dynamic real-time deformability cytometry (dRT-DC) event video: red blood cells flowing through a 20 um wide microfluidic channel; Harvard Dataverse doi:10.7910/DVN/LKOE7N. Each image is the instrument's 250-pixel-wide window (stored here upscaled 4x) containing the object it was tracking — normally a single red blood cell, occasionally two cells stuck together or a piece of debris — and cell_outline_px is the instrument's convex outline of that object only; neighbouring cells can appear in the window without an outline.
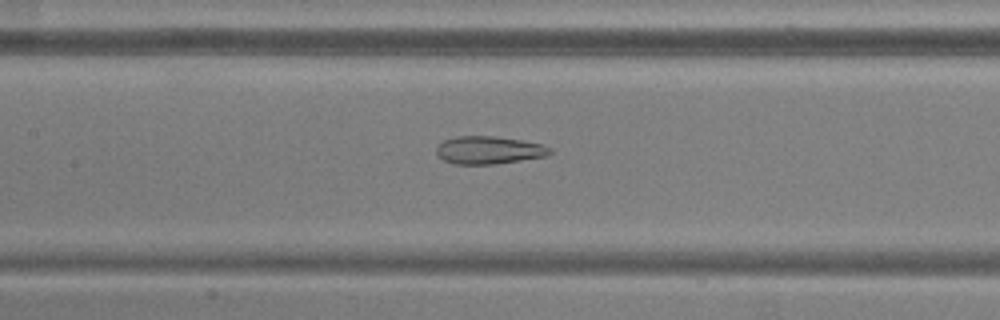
{"species": "common noctule bat (a hibernating species)", "species_latin": "Nyctalus noctula", "temperature_condition": "warm", "stored_images_in_passage": 51, "camera_frame_rate_fps": 3000, "um_per_image_px": 0.085, "animal": {"sex": "male", "body_mass_g": 20.5, "forearm_length_mm": 52.5}, "frame": {"image": 1, "passage_image": 23, "time_ms": 7.333, "image_size_px": [1000, 320], "cell_outline_px": [[552, 152], [548, 156], [492, 164], [452, 164], [436, 156], [436, 148], [444, 140], [456, 136], [496, 136], [520, 140], [540, 144], [552, 148]], "centroid_in_image_um": [41.53, 12.76], "position_along_channel_um": 165.9, "area_um2": 18.38}}
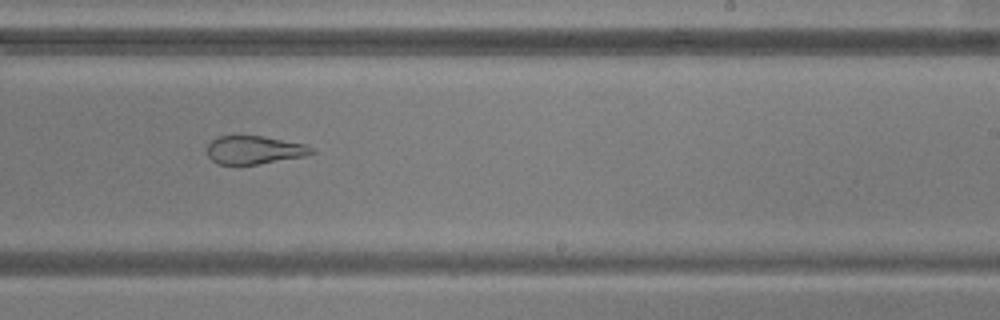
{"frame": {"image": 2, "passage_image": 31, "time_ms": 10.0, "image_size_px": [1000, 320], "cell_outline_px": [[316, 152], [304, 156], [256, 164], [216, 164], [208, 156], [208, 144], [216, 136], [260, 136], [304, 144], [312, 148]], "centroid_in_image_um": [21.58, 12.74], "position_along_channel_um": 267.4, "area_um2": 16.88}}
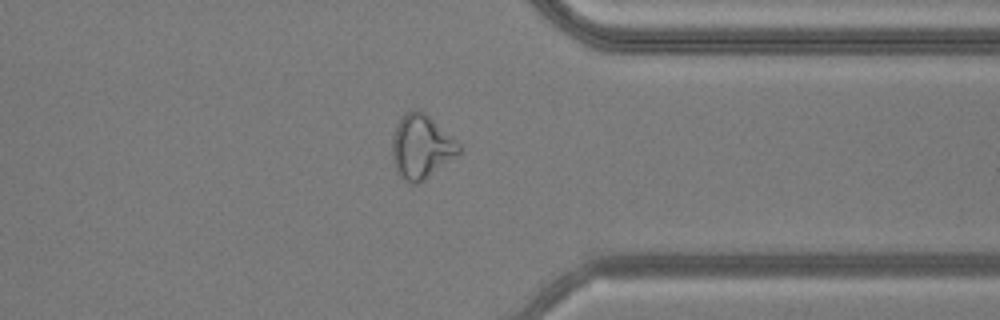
{"frame": {"image": 3, "passage_image": 40, "time_ms": 13.0, "image_size_px": [1000, 320], "cell_outline_px": [[460, 152], [416, 184], [412, 184], [400, 176], [396, 172], [392, 160], [392, 140], [396, 124], [412, 108], [416, 108], [424, 112], [460, 144]], "centroid_in_image_um": [35.76, 12.45], "position_along_channel_um": 375.6, "area_um2": 24.16}}